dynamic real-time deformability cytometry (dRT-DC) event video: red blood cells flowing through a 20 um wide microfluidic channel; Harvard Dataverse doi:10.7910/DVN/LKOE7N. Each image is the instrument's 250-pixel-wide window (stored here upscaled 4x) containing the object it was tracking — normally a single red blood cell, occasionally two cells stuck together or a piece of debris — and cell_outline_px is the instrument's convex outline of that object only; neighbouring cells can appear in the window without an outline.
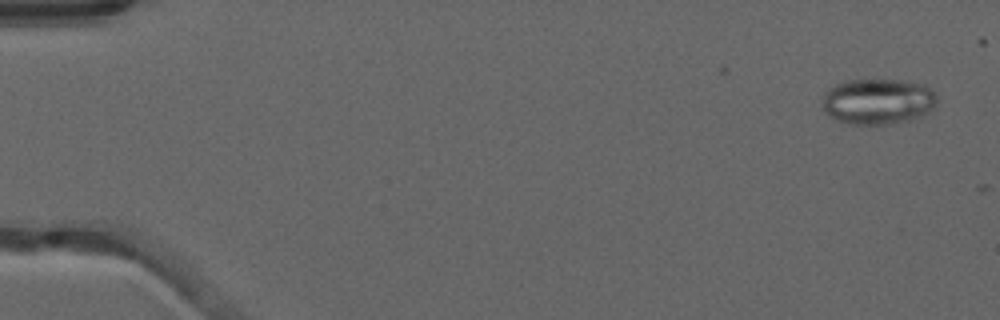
{"species": "common noctule bat (a hibernating species)", "species_latin": "Nyctalus noctula", "temperature_condition": "warm", "stored_images_in_passage": 6, "camera_frame_rate_fps": 3000, "um_per_image_px": 0.085, "animal": {"sex": "male", "forearm_length_mm": 52.5}, "frame": {"image": 1, "passage_image": 3, "time_ms": 0.667, "image_size_px": [1000, 320], "cell_outline_px": [[936, 104], [924, 116], [908, 120], [884, 124], [852, 124], [836, 120], [828, 116], [824, 112], [820, 104], [828, 88], [836, 84], [848, 80], [900, 80], [924, 84], [936, 96]], "centroid_in_image_um": [74.58, 8.62], "position_along_channel_um": 10.4, "area_um2": 30.63}}